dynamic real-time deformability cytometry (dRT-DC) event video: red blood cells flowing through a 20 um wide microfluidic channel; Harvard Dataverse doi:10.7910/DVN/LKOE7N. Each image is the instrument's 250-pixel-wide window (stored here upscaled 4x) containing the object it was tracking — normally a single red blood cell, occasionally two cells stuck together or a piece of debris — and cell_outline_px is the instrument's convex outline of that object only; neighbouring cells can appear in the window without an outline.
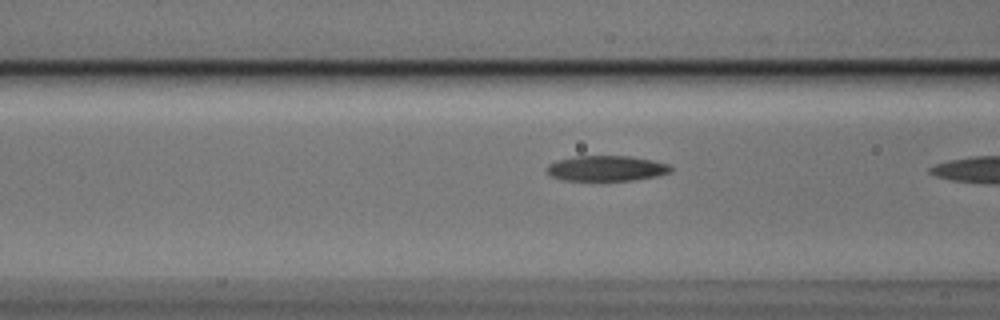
{"species": "Egyptian fruit bat (a non-hibernating species)", "species_latin": "Rousettus aegyptiacus", "temperature_condition": "cold", "stored_images_in_passage": 5, "camera_frame_rate_fps": 3000, "um_per_image_px": 0.085, "animal": {"sex": "male"}, "frame": {"image": 1, "passage_image": 4, "time_ms": 1.0, "image_size_px": [1000, 320], "cell_outline_px": [[672, 172], [656, 176], [632, 180], [564, 180], [552, 176], [544, 168], [548, 164], [556, 160], [576, 156], [632, 156], [652, 160], [668, 164], [672, 168]], "centroid_in_image_um": [51.54, 14.3], "position_along_channel_um": 115.1, "area_um2": 18.32}}